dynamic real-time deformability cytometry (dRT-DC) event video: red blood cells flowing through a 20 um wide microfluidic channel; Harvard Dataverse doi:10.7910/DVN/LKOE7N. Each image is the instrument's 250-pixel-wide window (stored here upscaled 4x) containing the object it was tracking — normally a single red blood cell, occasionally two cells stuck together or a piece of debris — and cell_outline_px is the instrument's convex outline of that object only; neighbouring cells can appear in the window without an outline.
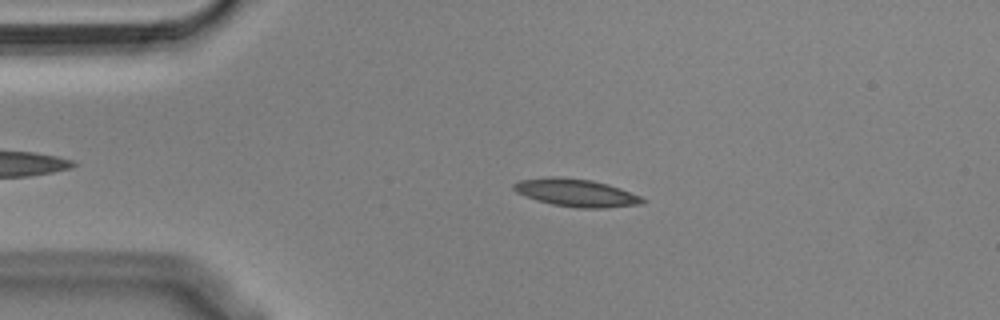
{"species": "Egyptian fruit bat (a non-hibernating species)", "species_latin": "Rousettus aegyptiacus", "temperature_condition": "cold", "stored_images_in_passage": 54, "camera_frame_rate_fps": 3000, "um_per_image_px": 0.085, "animal": {"sex": "male"}, "frame": {"image": 1, "passage_image": 11, "time_ms": 3.333, "image_size_px": [1000, 320], "cell_outline_px": [[644, 204], [608, 208], [576, 208], [552, 204], [536, 200], [524, 196], [516, 192], [512, 188], [512, 184], [520, 180], [548, 176], [556, 176], [592, 180], [608, 184], [620, 188], [640, 196], [644, 200]], "centroid_in_image_um": [48.95, 16.38], "position_along_channel_um": 36.1, "area_um2": 20.98}}
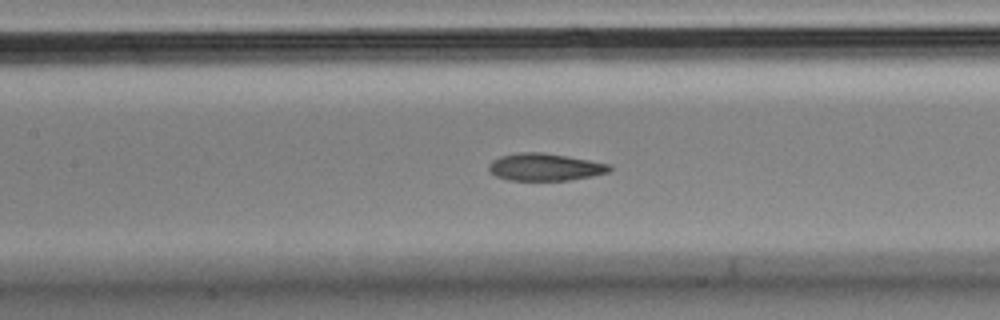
{"frame": {"image": 2, "passage_image": 24, "time_ms": 7.667, "image_size_px": [1000, 320], "cell_outline_px": [[612, 168], [608, 172], [592, 176], [568, 180], [508, 180], [496, 176], [488, 168], [488, 164], [492, 160], [500, 156], [516, 152], [540, 152], [612, 164]], "centroid_in_image_um": [46.3, 14.2], "position_along_channel_um": 161.1, "area_um2": 19.13}}
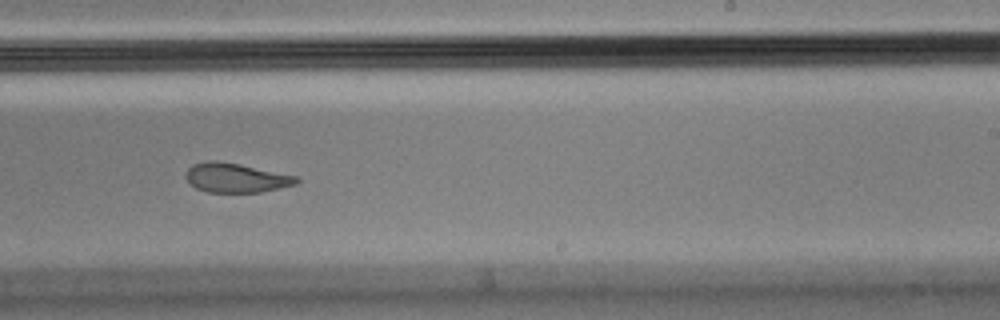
{"frame": {"image": 3, "passage_image": 33, "time_ms": 10.667, "image_size_px": [1000, 320], "cell_outline_px": [[300, 180], [296, 184], [260, 192], [208, 192], [196, 188], [184, 176], [188, 168], [192, 164], [208, 160], [216, 160], [240, 164], [296, 176]], "centroid_in_image_um": [20.02, 15.1], "position_along_channel_um": 269.0, "area_um2": 18.79}, "authors_computed_cell_mechanics": {"area_um2": 19.9988, "velocity_mm_per_s": 3.6067, "shape_relaxation_time_tau1_ms": 9.6066, "shape_relaxation_time_tau2_ms": 2.4548, "deformation_change_tau1": 0.2265, "deformation_change_tau2": 0.0888}}